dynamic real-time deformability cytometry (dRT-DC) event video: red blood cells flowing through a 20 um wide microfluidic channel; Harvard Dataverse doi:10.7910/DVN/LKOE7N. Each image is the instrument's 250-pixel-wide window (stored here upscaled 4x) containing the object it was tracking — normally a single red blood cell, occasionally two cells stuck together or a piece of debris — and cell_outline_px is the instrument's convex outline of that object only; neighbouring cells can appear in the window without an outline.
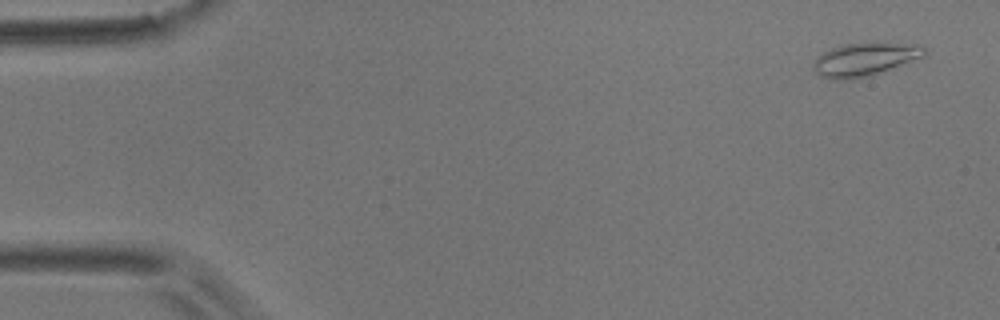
{"species": "common noctule bat (a hibernating species)", "species_latin": "Nyctalus noctula", "temperature_condition": "room temperature", "stored_images_in_passage": 5, "camera_frame_rate_fps": 3000, "um_per_image_px": 0.085, "animal": {"sex": "male", "body_mass_g": 17.9}, "frame": {"image": 1, "passage_image": 1, "time_ms": 0.0, "image_size_px": [1000, 320], "cell_outline_px": [[928, 52], [924, 56], [872, 76], [848, 80], [836, 80], [820, 76], [812, 68], [812, 64], [824, 52], [832, 48], [844, 44], [924, 44]], "centroid_in_image_um": [73.53, 5.08], "position_along_channel_um": 11.5, "area_um2": 21.27}}